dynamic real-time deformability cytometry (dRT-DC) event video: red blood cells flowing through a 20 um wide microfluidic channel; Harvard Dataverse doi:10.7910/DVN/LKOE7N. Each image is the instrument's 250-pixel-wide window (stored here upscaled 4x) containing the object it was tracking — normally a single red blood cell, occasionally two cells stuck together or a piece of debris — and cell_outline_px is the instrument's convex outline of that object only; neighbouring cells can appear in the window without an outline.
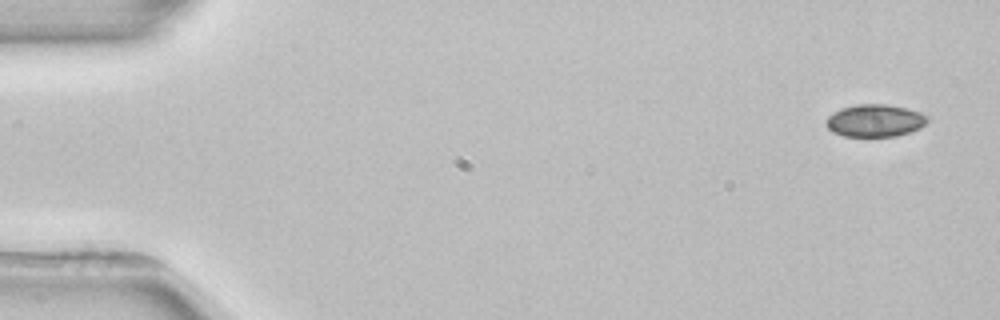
{"species": "common noctule bat (a hibernating species)", "species_latin": "Nyctalus noctula", "temperature_condition": "room temperature", "stored_images_in_passage": 5, "segment_of_instrument_passage": [1, 2], "camera_frame_rate_fps": 3000, "um_per_image_px": 0.085, "animal": {"sex": "female", "body_mass_g": 22.7, "forearm_length_mm": 54.2}, "frame": {"image": 1, "passage_image": 1, "time_ms": 0.0, "image_size_px": [1000, 320], "cell_outline_px": [[928, 120], [920, 128], [896, 136], [844, 136], [832, 132], [824, 124], [824, 120], [832, 112], [840, 108], [856, 104], [884, 104], [908, 108], [920, 112], [928, 116]], "centroid_in_image_um": [74.32, 10.24], "position_along_channel_um": 10.7, "area_um2": 19.31}}
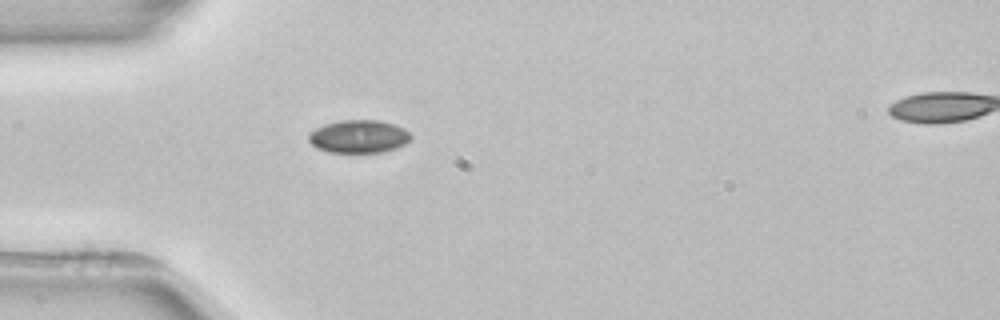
{"frame": {"image": 2, "passage_image": 4, "time_ms": 4.333, "image_size_px": [1000, 320], "cell_outline_px": [[412, 140], [396, 148], [384, 152], [328, 152], [316, 148], [308, 140], [308, 132], [324, 124], [340, 120], [376, 120], [392, 124], [404, 128], [412, 136]], "centroid_in_image_um": [30.48, 11.6], "position_along_channel_um": 54.5, "area_um2": 19.71}}